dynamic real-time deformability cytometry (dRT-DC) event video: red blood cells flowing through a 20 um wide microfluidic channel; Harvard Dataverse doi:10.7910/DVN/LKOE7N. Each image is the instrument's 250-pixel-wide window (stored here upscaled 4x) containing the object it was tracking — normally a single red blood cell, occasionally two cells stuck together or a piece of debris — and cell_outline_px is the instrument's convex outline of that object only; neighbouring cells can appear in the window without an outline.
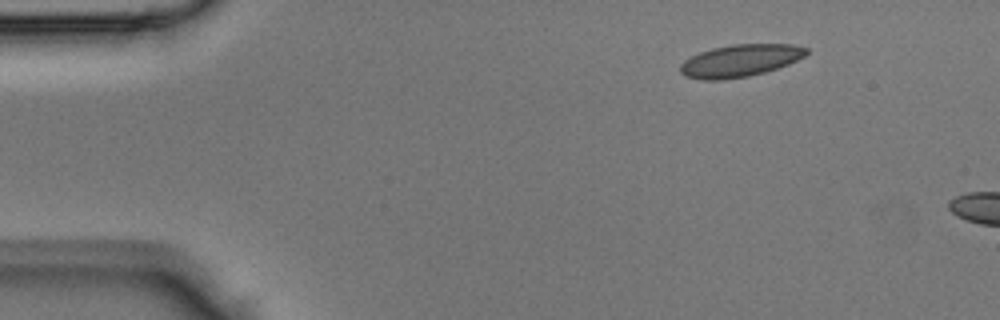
{"species": "Egyptian fruit bat (a non-hibernating species)", "species_latin": "Rousettus aegyptiacus", "temperature_condition": "room temperature", "stored_images_in_passage": 4, "camera_frame_rate_fps": 3000, "um_per_image_px": 0.085, "animal": {"sex": "male"}, "frame": {"image": 1, "passage_image": 1, "time_ms": 0.0, "image_size_px": [1000, 320], "cell_outline_px": [[808, 52], [804, 56], [788, 64], [764, 72], [748, 76], [720, 80], [704, 80], [684, 76], [680, 72], [680, 64], [684, 60], [700, 52], [712, 48], [732, 44], [792, 44], [808, 48]], "centroid_in_image_um": [62.89, 5.15], "position_along_channel_um": 22.1, "area_um2": 23.64}}